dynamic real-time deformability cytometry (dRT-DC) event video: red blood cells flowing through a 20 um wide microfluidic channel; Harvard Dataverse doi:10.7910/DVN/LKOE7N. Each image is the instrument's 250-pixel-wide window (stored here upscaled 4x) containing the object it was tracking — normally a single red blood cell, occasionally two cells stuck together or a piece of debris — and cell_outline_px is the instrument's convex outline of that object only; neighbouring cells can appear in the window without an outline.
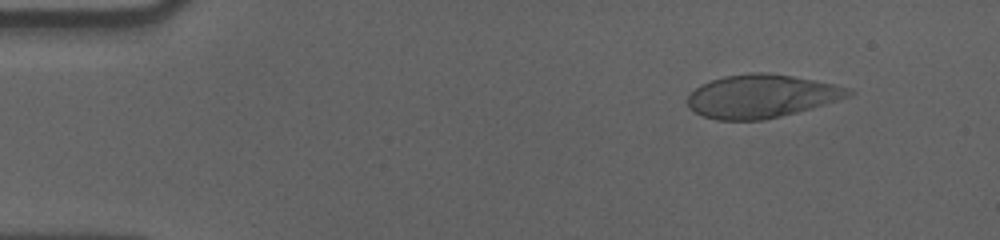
{"species": "human", "species_latin": "Homo sapiens", "temperature_condition": "cold", "stored_images_in_passage": 56, "camera_frame_rate_fps": 3000, "um_per_image_px": 0.085, "donor": {"sex": "male"}, "frame": {"image": 1, "passage_image": 6, "time_ms": 1.667, "image_size_px": [1000, 240], "cell_outline_px": [[856, 92], [840, 100], [812, 108], [764, 120], [716, 120], [700, 116], [688, 108], [688, 96], [700, 84], [724, 76], [752, 72], [764, 72], [792, 76], [836, 84], [852, 88]], "centroid_in_image_um": [64.73, 8.18], "position_along_channel_um": 20.3, "area_um2": 40.81}}
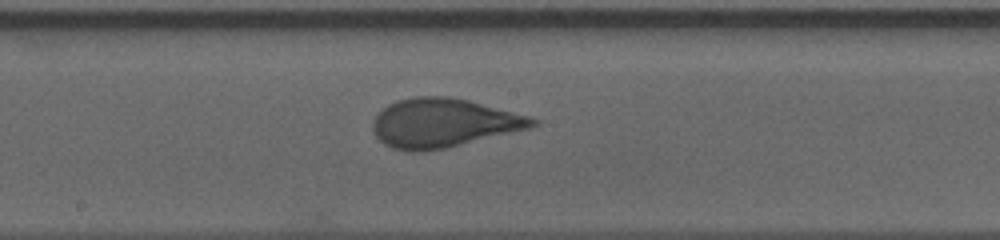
{"frame": {"image": 2, "passage_image": 30, "time_ms": 9.667, "image_size_px": [1000, 240], "cell_outline_px": [[540, 124], [532, 128], [448, 148], [420, 152], [408, 152], [392, 148], [384, 144], [376, 136], [372, 128], [372, 120], [388, 104], [396, 100], [416, 96], [448, 96], [468, 100], [528, 116], [540, 120]], "centroid_in_image_um": [37.7, 10.47], "position_along_channel_um": 210.5, "area_um2": 45.84}}
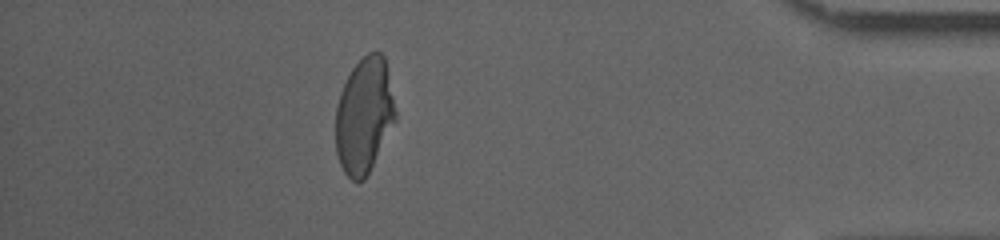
{"frame": {"image": 3, "passage_image": 50, "time_ms": 16.333, "image_size_px": [1000, 240], "cell_outline_px": [[396, 120], [364, 180], [352, 180], [344, 172], [340, 164], [336, 152], [336, 108], [340, 92], [352, 68], [368, 52], [380, 52], [384, 56], [396, 112]], "centroid_in_image_um": [30.94, 9.82], "position_along_channel_um": 404.3, "area_um2": 39.77}, "authors_computed_cell_mechanics": {"area_um2": 43.5234, "velocity_mm_per_s": 3.557, "shape_relaxation_time_tau1_ms": 5.3999, "shape_relaxation_time_tau2_ms": null, "deformation_change_tau1": 0.1856, "deformation_change_tau2": null}}